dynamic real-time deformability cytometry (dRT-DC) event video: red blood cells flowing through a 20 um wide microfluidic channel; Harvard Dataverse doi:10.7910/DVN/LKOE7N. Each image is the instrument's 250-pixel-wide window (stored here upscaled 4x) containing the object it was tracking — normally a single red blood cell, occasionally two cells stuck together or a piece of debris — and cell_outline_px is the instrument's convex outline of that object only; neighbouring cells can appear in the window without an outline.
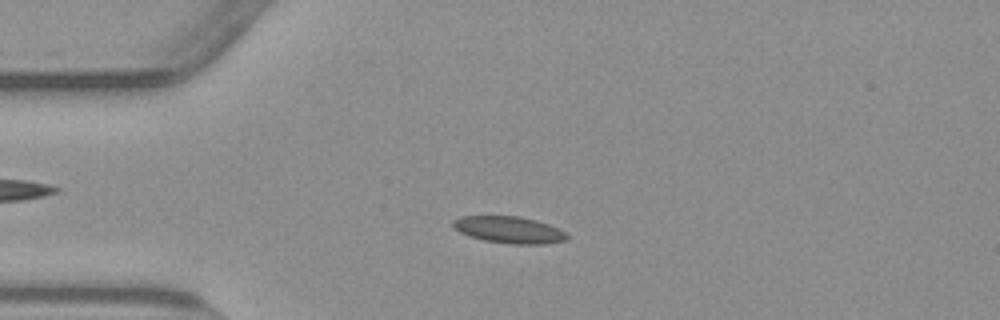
{"species": "common noctule bat (a hibernating species)", "species_latin": "Nyctalus noctula", "temperature_condition": "warm", "stored_images_in_passage": 54, "camera_frame_rate_fps": 3000, "um_per_image_px": 0.085, "animal": {"sex": "male", "body_mass_g": 23.1, "forearm_length_mm": 52.7}, "frame": {"image": 1, "passage_image": 13, "time_ms": 4.0, "image_size_px": [1000, 320], "cell_outline_px": [[568, 240], [544, 244], [512, 244], [484, 240], [460, 232], [452, 228], [452, 220], [460, 216], [520, 216], [536, 220], [548, 224], [568, 232]], "centroid_in_image_um": [43.29, 19.53], "position_along_channel_um": 41.7, "area_um2": 17.92}}
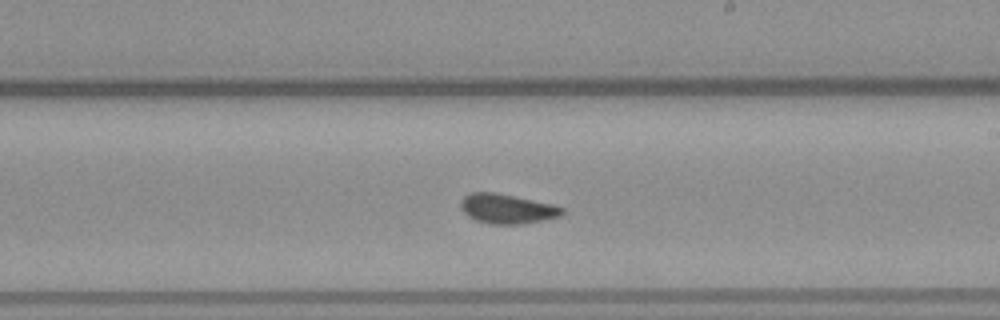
{"frame": {"image": 2, "passage_image": 31, "time_ms": 10.0, "image_size_px": [1000, 320], "cell_outline_px": [[564, 212], [560, 216], [524, 224], [488, 224], [476, 220], [468, 216], [460, 208], [460, 200], [468, 192], [496, 192], [552, 204], [564, 208]], "centroid_in_image_um": [43.06, 17.74], "position_along_channel_um": 245.9, "area_um2": 17.63}}
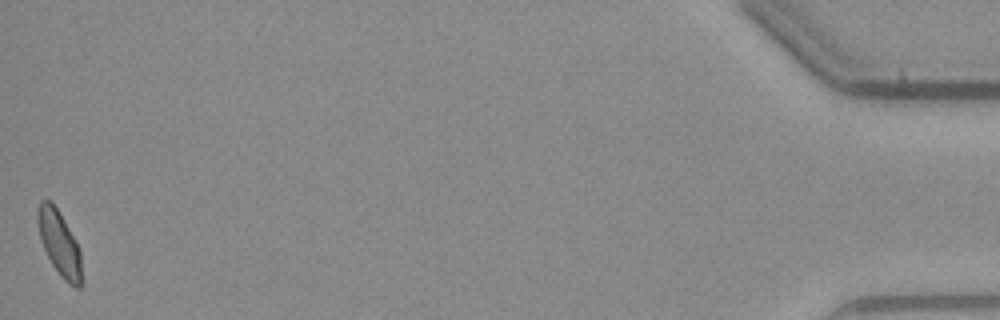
{"frame": {"image": 3, "passage_image": 54, "time_ms": 17.667, "image_size_px": [1000, 320], "cell_outline_px": [[84, 284], [80, 288], [76, 288], [68, 284], [60, 276], [52, 264], [40, 240], [36, 220], [36, 212], [40, 200], [52, 200], [64, 220], [80, 248], [84, 280]], "centroid_in_image_um": [5.07, 20.73], "position_along_channel_um": 430.1, "area_um2": 17.22}, "authors_computed_cell_mechanics": {"area_um2": 17.1666, "velocity_mm_per_s": 3.7755, "shape_relaxation_time_tau1_ms": 6.4809, "shape_relaxation_time_tau2_ms": 1.544, "deformation_change_tau1": 0.1425, "deformation_change_tau2": 0.0654}}